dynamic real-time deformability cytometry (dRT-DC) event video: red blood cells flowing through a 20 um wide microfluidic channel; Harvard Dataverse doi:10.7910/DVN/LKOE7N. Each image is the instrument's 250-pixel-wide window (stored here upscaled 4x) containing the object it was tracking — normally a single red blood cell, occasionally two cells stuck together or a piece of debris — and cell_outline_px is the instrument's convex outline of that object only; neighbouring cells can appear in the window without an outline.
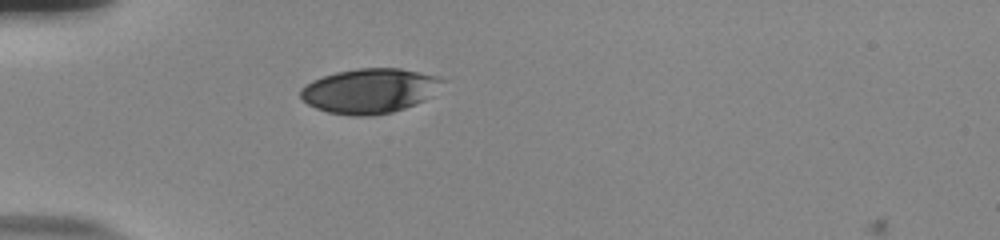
{"species": "human", "species_latin": "Homo sapiens", "temperature_condition": "room temperature", "stored_images_in_passage": 39, "camera_frame_rate_fps": 3000, "um_per_image_px": 0.085, "donor": {"sex": "male"}, "frame": {"image": 1, "passage_image": 1, "time_ms": 0.0, "image_size_px": [1000, 240], "cell_outline_px": [[448, 80], [424, 100], [404, 108], [392, 112], [368, 116], [352, 116], [328, 112], [316, 108], [308, 104], [300, 96], [300, 88], [312, 80], [336, 72], [360, 68], [400, 68], [436, 76]], "centroid_in_image_um": [31.41, 7.72], "position_along_channel_um": 53.6, "area_um2": 36.82}}
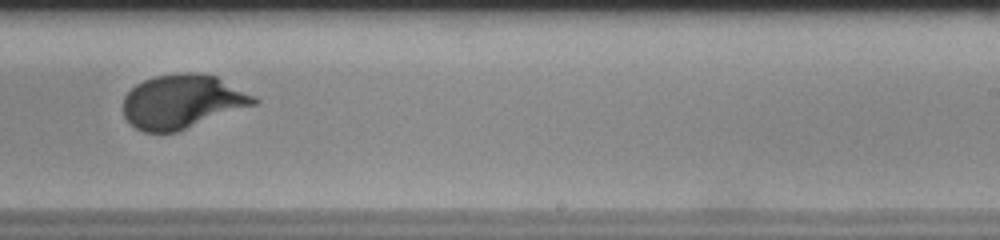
{"frame": {"image": 2, "passage_image": 20, "time_ms": 6.333, "image_size_px": [1000, 240], "cell_outline_px": [[260, 100], [256, 104], [176, 132], [144, 132], [136, 128], [124, 116], [124, 96], [136, 84], [144, 80], [156, 76], [176, 72], [196, 72], [216, 76], [256, 96]], "centroid_in_image_um": [15.51, 8.62], "position_along_channel_um": 273.5, "area_um2": 40.98}}
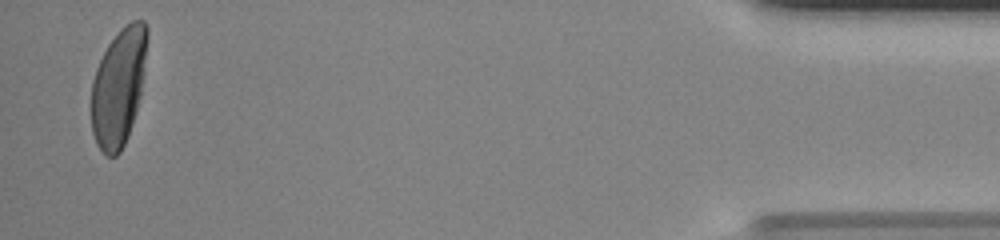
{"frame": {"image": 3, "passage_image": 38, "time_ms": 12.333, "image_size_px": [1000, 240], "cell_outline_px": [[148, 36], [144, 72], [136, 112], [128, 136], [120, 152], [116, 156], [108, 156], [96, 144], [92, 132], [92, 80], [96, 68], [108, 44], [120, 28], [132, 20], [144, 20], [148, 28]], "centroid_in_image_um": [10.09, 7.36], "position_along_channel_um": 425.1, "area_um2": 38.21}, "authors_computed_cell_mechanics": {"area_um2": 39.7086, "velocity_mm_per_s": 3.7394, "shape_relaxation_time_tau1_ms": 2.8516, "shape_relaxation_time_tau2_ms": null, "deformation_change_tau1": 0.1684, "deformation_change_tau2": null}}